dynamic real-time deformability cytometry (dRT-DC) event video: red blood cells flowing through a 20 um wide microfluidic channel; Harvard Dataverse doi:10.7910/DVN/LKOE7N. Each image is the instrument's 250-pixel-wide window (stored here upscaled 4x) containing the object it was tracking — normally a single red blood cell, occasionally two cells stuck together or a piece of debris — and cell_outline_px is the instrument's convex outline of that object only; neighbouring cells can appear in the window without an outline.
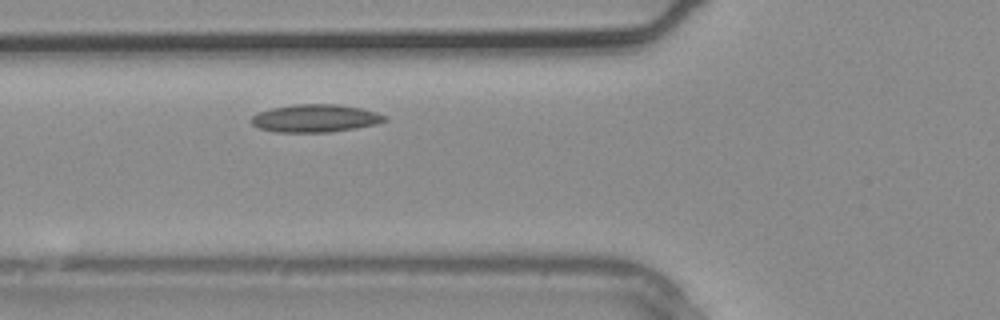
{"species": "common noctule bat (a hibernating species)", "species_latin": "Nyctalus noctula", "temperature_condition": "warm", "stored_images_in_passage": 2, "camera_frame_rate_fps": 3000, "um_per_image_px": 0.085, "animal": {"sex": "male", "body_mass_g": 20.4}, "frame": {"image": 1, "passage_image": 2, "time_ms": 0.333, "image_size_px": [1000, 320], "cell_outline_px": [[388, 120], [376, 124], [356, 128], [328, 132], [276, 132], [260, 128], [252, 124], [248, 120], [252, 116], [260, 112], [272, 108], [292, 104], [340, 104], [360, 108], [376, 112], [384, 116]], "centroid_in_image_um": [26.78, 10.05], "position_along_channel_um": 99.0, "area_um2": 21.56}}